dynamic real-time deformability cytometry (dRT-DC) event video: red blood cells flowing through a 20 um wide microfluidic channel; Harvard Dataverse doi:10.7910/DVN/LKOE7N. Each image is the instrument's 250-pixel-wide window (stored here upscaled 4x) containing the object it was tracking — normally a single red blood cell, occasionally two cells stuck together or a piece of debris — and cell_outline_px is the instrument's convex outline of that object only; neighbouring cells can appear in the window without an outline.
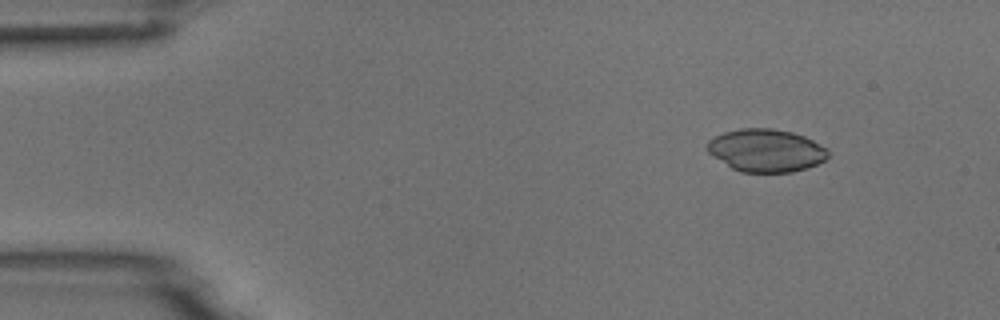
{"species": "common noctule bat (a hibernating species)", "species_latin": "Nyctalus noctula", "temperature_condition": "room temperature", "stored_images_in_passage": 4, "camera_frame_rate_fps": 3000, "um_per_image_px": 0.085, "animal": {"sex": "male", "body_mass_g": 18.8}, "frame": {"image": 1, "passage_image": 1, "time_ms": 0.0, "image_size_px": [1000, 320], "cell_outline_px": [[828, 156], [824, 160], [808, 168], [792, 172], [740, 172], [732, 168], [712, 156], [704, 148], [708, 140], [724, 132], [740, 128], [772, 128], [792, 132], [804, 136], [828, 148]], "centroid_in_image_um": [65.09, 12.78], "position_along_channel_um": 19.9, "area_um2": 30.29}}